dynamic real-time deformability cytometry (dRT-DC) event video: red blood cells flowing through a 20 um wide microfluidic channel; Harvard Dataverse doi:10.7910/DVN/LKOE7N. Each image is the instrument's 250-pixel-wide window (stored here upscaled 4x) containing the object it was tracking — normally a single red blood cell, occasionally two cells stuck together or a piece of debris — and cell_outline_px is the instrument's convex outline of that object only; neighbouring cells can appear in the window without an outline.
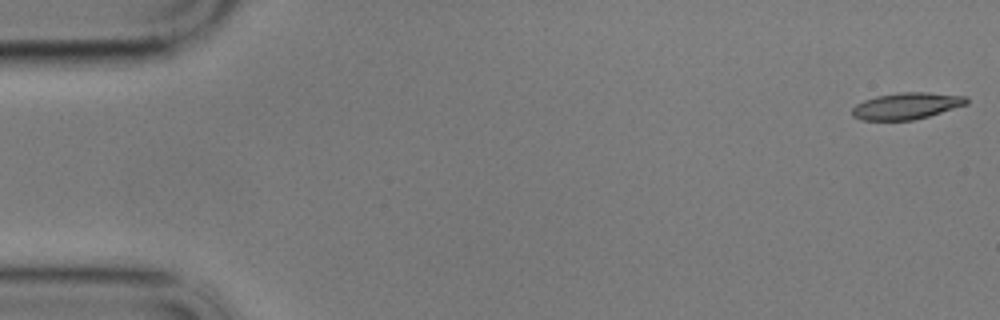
{"species": "common noctule bat (a hibernating species)", "species_latin": "Nyctalus noctula", "temperature_condition": "cold", "stored_images_in_passage": 5, "camera_frame_rate_fps": 3000, "um_per_image_px": 0.085, "animal": {"sex": "male", "body_mass_g": 17.9}, "frame": {"image": 1, "passage_image": 1, "time_ms": 0.0, "image_size_px": [1000, 320], "cell_outline_px": [[968, 104], [928, 116], [912, 120], [860, 120], [852, 116], [852, 108], [856, 104], [864, 100], [876, 96], [900, 92], [928, 92], [964, 96], [968, 100]], "centroid_in_image_um": [77.03, 9.0], "position_along_channel_um": 8.0, "area_um2": 17.69}}